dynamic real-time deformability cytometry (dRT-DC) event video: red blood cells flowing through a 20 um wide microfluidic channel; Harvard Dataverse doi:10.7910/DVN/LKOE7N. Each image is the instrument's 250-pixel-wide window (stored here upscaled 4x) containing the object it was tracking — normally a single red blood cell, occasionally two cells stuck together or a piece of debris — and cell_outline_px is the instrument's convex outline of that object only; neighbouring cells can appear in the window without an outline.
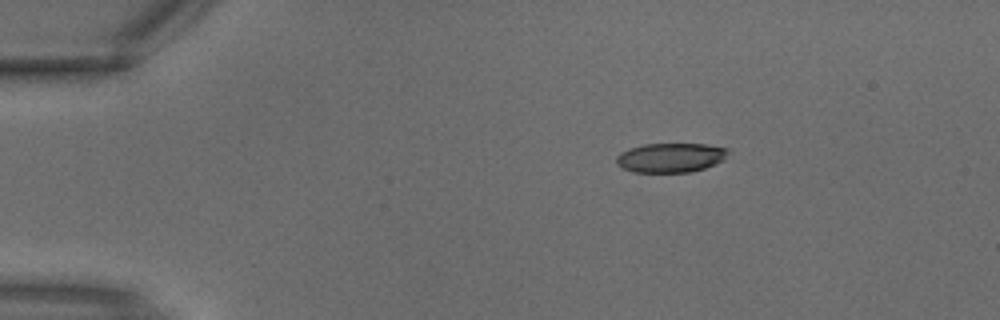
{"species": "common noctule bat (a hibernating species)", "species_latin": "Nyctalus noctula", "temperature_condition": "warm", "stored_images_in_passage": 2, "camera_frame_rate_fps": 3000, "um_per_image_px": 0.085, "animal": {"sex": "male", "body_mass_g": 18.8}, "frame": {"image": 1, "passage_image": 1, "time_ms": 0.0, "image_size_px": [1000, 320], "cell_outline_px": [[728, 152], [724, 160], [704, 168], [692, 172], [632, 172], [616, 164], [616, 156], [620, 152], [628, 148], [644, 144], [708, 144], [728, 148]], "centroid_in_image_um": [56.99, 13.39], "position_along_channel_um": 28.0, "area_um2": 19.25}}